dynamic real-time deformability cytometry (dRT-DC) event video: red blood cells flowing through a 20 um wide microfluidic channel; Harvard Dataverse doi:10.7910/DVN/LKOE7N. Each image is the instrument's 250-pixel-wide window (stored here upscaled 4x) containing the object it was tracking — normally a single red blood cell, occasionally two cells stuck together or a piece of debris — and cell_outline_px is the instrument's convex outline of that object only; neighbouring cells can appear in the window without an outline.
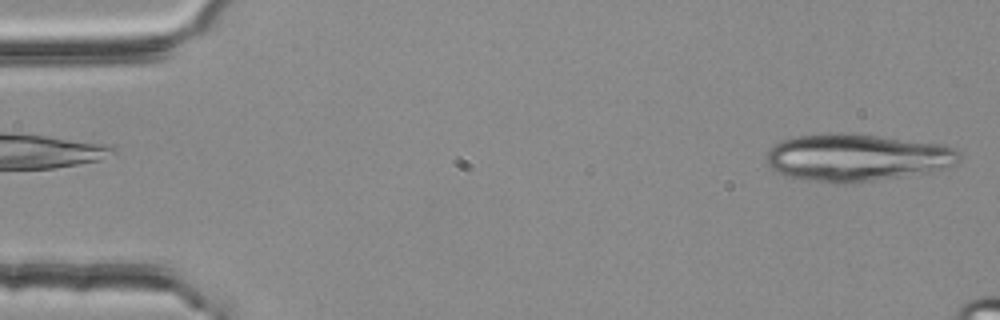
{"species": "common noctule bat (a hibernating species)", "species_latin": "Nyctalus noctula", "temperature_condition": "room temperature", "stored_images_in_passage": 2, "camera_frame_rate_fps": 3000, "um_per_image_px": 0.085, "animal": {"sex": "female", "body_mass_g": 25.1}, "frame": {"image": 1, "passage_image": 2, "time_ms": 0.333, "image_size_px": [1000, 320], "cell_outline_px": [[960, 160], [956, 164], [948, 168], [928, 172], [876, 180], [844, 184], [832, 184], [804, 180], [788, 176], [772, 168], [768, 164], [768, 148], [780, 140], [800, 136], [840, 132], [856, 132], [944, 144], [960, 152]], "centroid_in_image_um": [72.87, 13.38], "position_along_channel_um": 12.1, "area_um2": 53.81}}